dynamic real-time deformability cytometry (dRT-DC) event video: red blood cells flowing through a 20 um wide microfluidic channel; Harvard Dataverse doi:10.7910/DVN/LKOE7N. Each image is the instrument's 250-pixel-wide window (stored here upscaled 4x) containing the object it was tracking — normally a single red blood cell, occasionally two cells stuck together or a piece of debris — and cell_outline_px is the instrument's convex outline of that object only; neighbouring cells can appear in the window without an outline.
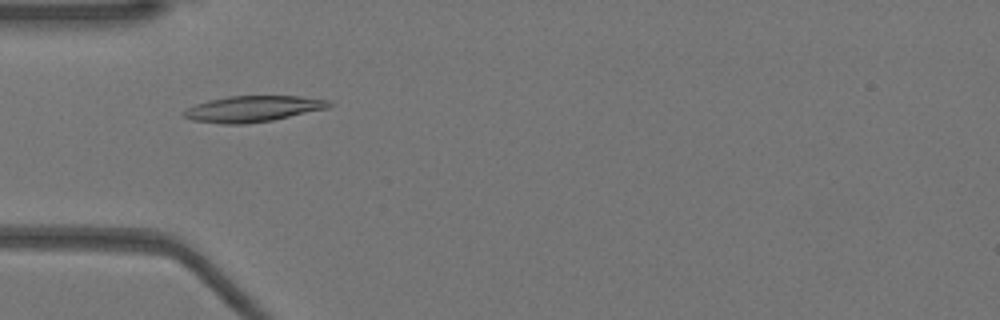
{"species": "Egyptian fruit bat (a non-hibernating species)", "species_latin": "Rousettus aegyptiacus", "temperature_condition": "warm", "stored_images_in_passage": 51, "camera_frame_rate_fps": 3000, "um_per_image_px": 0.085, "animal": {"sex": "female"}, "frame": {"image": 1, "passage_image": 16, "time_ms": 5.0, "image_size_px": [1000, 320], "cell_outline_px": [[332, 104], [328, 108], [272, 120], [244, 124], [224, 124], [192, 120], [184, 116], [180, 112], [196, 104], [208, 100], [228, 96], [300, 96], [328, 100]], "centroid_in_image_um": [21.47, 9.25], "position_along_channel_um": 63.5, "area_um2": 21.91}}
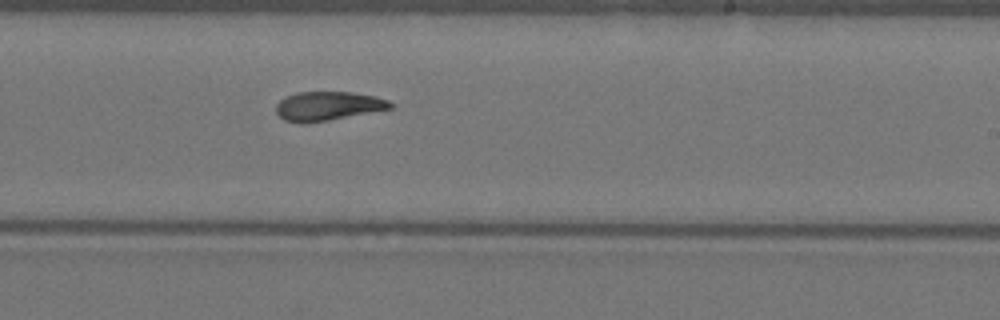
{"frame": {"image": 2, "passage_image": 31, "time_ms": 10.0, "image_size_px": [1000, 320], "cell_outline_px": [[392, 108], [328, 120], [304, 124], [300, 124], [284, 120], [276, 112], [276, 104], [280, 100], [296, 92], [348, 92], [376, 96], [388, 100], [392, 104]], "centroid_in_image_um": [27.83, 9.02], "position_along_channel_um": 261.2, "area_um2": 19.19}}
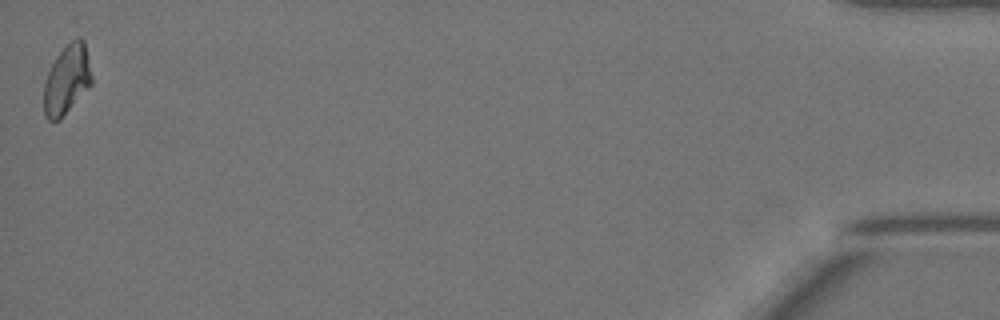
{"frame": {"image": 3, "passage_image": 51, "time_ms": 16.667, "image_size_px": [1000, 320], "cell_outline_px": [[92, 84], [60, 120], [48, 120], [44, 116], [44, 84], [48, 72], [56, 56], [76, 36], [80, 36], [84, 40], [92, 76]], "centroid_in_image_um": [5.69, 6.77], "position_along_channel_um": 429.5, "area_um2": 19.31}, "authors_computed_cell_mechanics": {"area_um2": 20.1722, "velocity_mm_per_s": 3.9715, "shape_relaxation_time_tau1_ms": 6.7096, "shape_relaxation_time_tau2_ms": 5.8595, "deformation_change_tau1": 0.2002, "deformation_change_tau2": 0.1242}}